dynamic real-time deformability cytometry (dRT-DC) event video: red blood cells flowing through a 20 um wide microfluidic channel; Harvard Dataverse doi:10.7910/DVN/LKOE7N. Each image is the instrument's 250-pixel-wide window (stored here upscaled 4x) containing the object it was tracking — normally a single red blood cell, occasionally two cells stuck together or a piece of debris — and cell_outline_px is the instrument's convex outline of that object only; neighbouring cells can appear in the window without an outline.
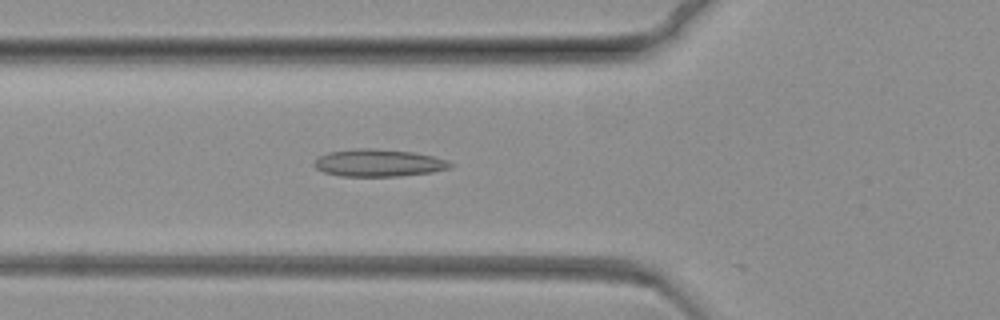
{"species": "common noctule bat (a hibernating species)", "species_latin": "Nyctalus noctula", "temperature_condition": "warm", "stored_images_in_passage": 75, "camera_frame_rate_fps": 3000, "um_per_image_px": 0.085, "animal": {"sex": "female", "body_mass_g": 19.3, "forearm_length_mm": 54.1}, "frame": {"image": 1, "passage_image": 27, "time_ms": 8.667, "image_size_px": [1000, 320], "cell_outline_px": [[456, 164], [448, 168], [432, 172], [400, 176], [340, 176], [324, 172], [316, 168], [312, 164], [320, 156], [328, 152], [356, 148], [376, 148], [412, 152], [432, 156], [448, 160]], "centroid_in_image_um": [32.18, 13.84], "position_along_channel_um": 93.6, "area_um2": 21.73}}
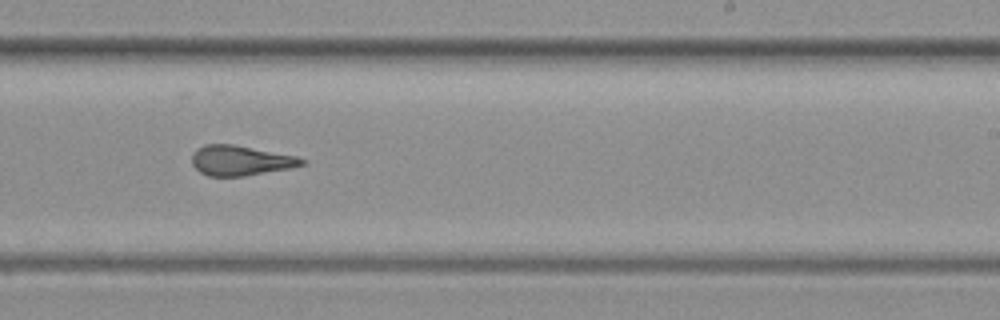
{"frame": {"image": 2, "passage_image": 46, "time_ms": 15.0, "image_size_px": [1000, 320], "cell_outline_px": [[308, 164], [288, 168], [244, 176], [208, 176], [200, 172], [192, 164], [192, 152], [196, 148], [204, 144], [232, 144], [296, 156], [308, 160]], "centroid_in_image_um": [20.43, 13.64], "position_along_channel_um": 268.6, "area_um2": 19.25}}
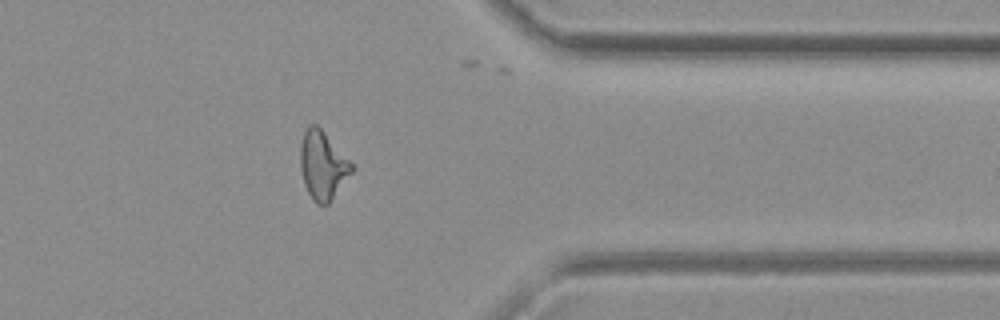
{"frame": {"image": 3, "passage_image": 60, "time_ms": 19.667, "image_size_px": [1000, 320], "cell_outline_px": [[356, 168], [328, 204], [316, 204], [312, 200], [304, 184], [300, 168], [300, 144], [304, 132], [308, 124], [316, 124], [324, 132]], "centroid_in_image_um": [27.42, 14.06], "position_along_channel_um": 384.0, "area_um2": 20.4}}